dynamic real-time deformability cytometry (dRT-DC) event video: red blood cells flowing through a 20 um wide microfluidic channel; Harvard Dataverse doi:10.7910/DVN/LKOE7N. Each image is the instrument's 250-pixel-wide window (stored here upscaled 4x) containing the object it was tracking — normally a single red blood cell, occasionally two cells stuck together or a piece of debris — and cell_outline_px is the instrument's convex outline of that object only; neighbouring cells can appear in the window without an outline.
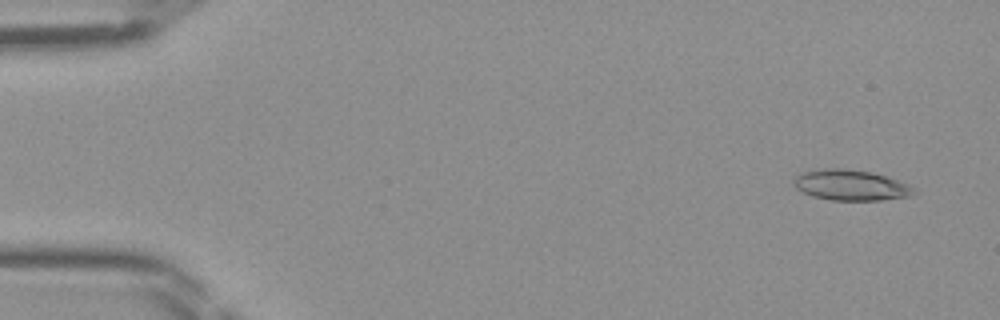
{"species": "Egyptian fruit bat (a non-hibernating species)", "species_latin": "Rousettus aegyptiacus", "temperature_condition": "room temperature", "stored_images_in_passage": 47, "camera_frame_rate_fps": 3000, "um_per_image_px": 0.085, "frame": {"image": 1, "passage_image": 3, "time_ms": 0.667, "image_size_px": [1000, 320], "cell_outline_px": [[920, 192], [912, 196], [880, 200], [832, 200], [812, 196], [796, 188], [792, 184], [796, 176], [804, 172], [824, 168], [840, 168], [872, 172], [908, 184], [916, 188]], "centroid_in_image_um": [72.36, 15.74], "position_along_channel_um": 12.6, "area_um2": 21.44}}
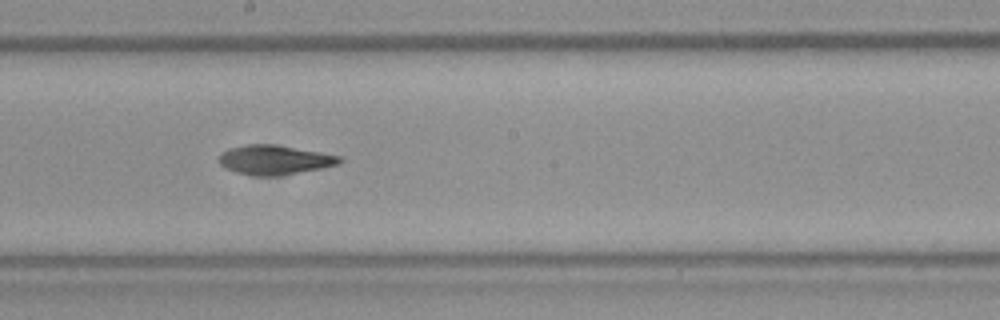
{"frame": {"image": 2, "passage_image": 26, "time_ms": 8.333, "image_size_px": [1000, 320], "cell_outline_px": [[344, 160], [340, 164], [324, 168], [280, 176], [252, 176], [236, 172], [224, 168], [220, 164], [220, 152], [228, 148], [244, 144], [276, 144], [320, 152], [340, 156]], "centroid_in_image_um": [23.34, 13.59], "position_along_channel_um": 224.9, "area_um2": 21.1}}
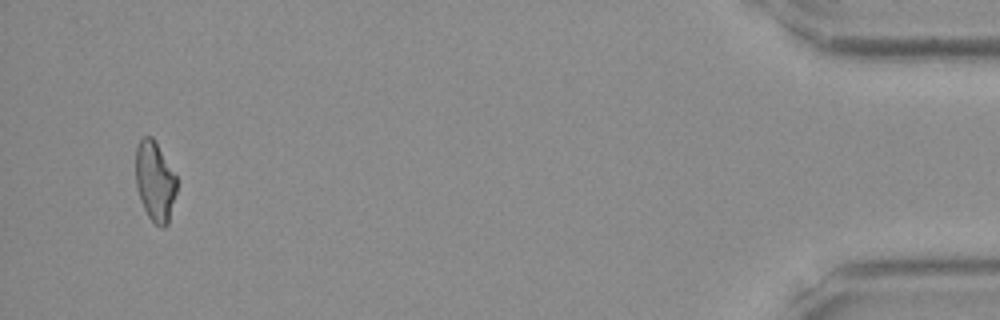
{"frame": {"image": 3, "passage_image": 45, "time_ms": 14.667, "image_size_px": [1000, 320], "cell_outline_px": [[176, 192], [168, 224], [164, 228], [160, 228], [148, 216], [140, 200], [136, 188], [136, 148], [140, 140], [144, 136], [152, 136], [176, 176]], "centroid_in_image_um": [13.16, 15.44], "position_along_channel_um": 422.0, "area_um2": 18.96}}